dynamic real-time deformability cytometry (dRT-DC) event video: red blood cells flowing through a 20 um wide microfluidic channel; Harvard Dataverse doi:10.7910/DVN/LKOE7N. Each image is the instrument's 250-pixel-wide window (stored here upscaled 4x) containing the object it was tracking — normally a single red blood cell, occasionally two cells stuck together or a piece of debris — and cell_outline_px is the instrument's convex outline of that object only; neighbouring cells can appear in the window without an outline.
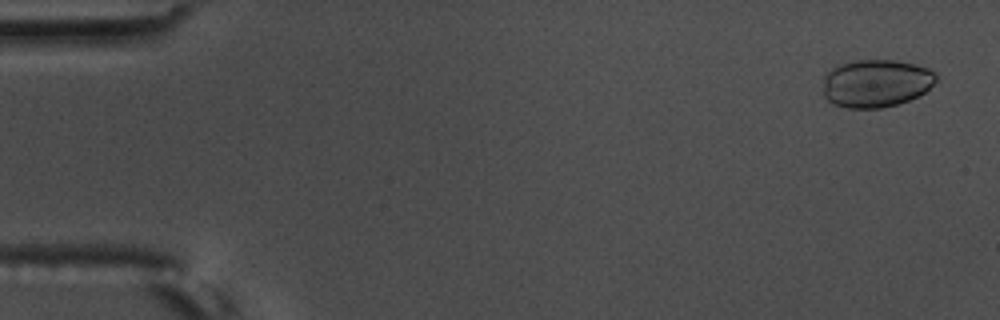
{"species": "common noctule bat (a hibernating species)", "species_latin": "Nyctalus noctula", "temperature_condition": "warm", "stored_images_in_passage": 13, "camera_frame_rate_fps": 3000, "um_per_image_px": 0.085, "animal": {"sex": "male", "body_mass_g": 17.5, "forearm_length_mm": 52.3}, "frame": {"image": 1, "passage_image": 3, "time_ms": 0.667, "image_size_px": [1000, 320], "cell_outline_px": [[936, 80], [924, 92], [908, 100], [896, 104], [880, 108], [848, 108], [836, 104], [828, 100], [824, 96], [824, 76], [832, 68], [840, 64], [856, 60], [896, 60], [916, 64], [928, 68], [936, 76]], "centroid_in_image_um": [74.45, 7.07], "position_along_channel_um": 10.6, "area_um2": 31.21}}